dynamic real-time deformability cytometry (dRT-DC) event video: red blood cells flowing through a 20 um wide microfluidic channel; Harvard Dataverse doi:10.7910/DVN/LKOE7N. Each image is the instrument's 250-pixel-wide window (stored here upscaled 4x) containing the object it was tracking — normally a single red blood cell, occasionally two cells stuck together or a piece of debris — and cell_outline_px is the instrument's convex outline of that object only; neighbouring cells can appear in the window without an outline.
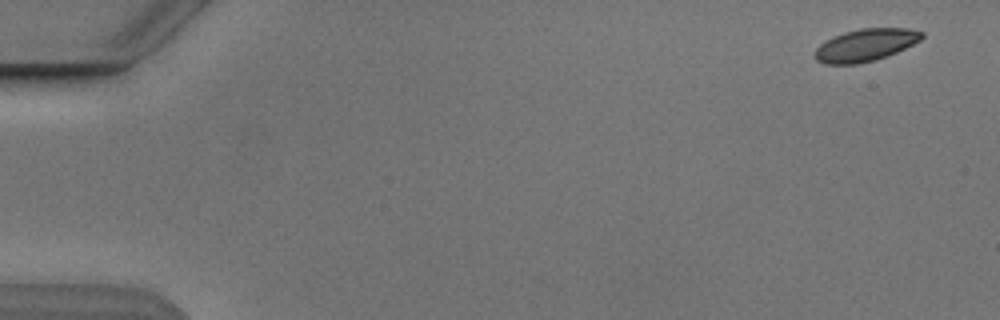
{"species": "Egyptian fruit bat (a non-hibernating species)", "species_latin": "Rousettus aegyptiacus", "temperature_condition": "cold", "stored_images_in_passage": 2, "camera_frame_rate_fps": 3000, "um_per_image_px": 0.085, "animal": {"sex": "male"}, "frame": {"image": 1, "passage_image": 2, "time_ms": 1.333, "image_size_px": [1000, 320], "cell_outline_px": [[924, 36], [920, 40], [896, 52], [872, 60], [856, 64], [824, 64], [816, 60], [812, 56], [816, 48], [820, 44], [832, 36], [844, 32], [860, 28], [908, 28], [924, 32]], "centroid_in_image_um": [73.52, 3.82], "position_along_channel_um": 11.5, "area_um2": 20.11}}